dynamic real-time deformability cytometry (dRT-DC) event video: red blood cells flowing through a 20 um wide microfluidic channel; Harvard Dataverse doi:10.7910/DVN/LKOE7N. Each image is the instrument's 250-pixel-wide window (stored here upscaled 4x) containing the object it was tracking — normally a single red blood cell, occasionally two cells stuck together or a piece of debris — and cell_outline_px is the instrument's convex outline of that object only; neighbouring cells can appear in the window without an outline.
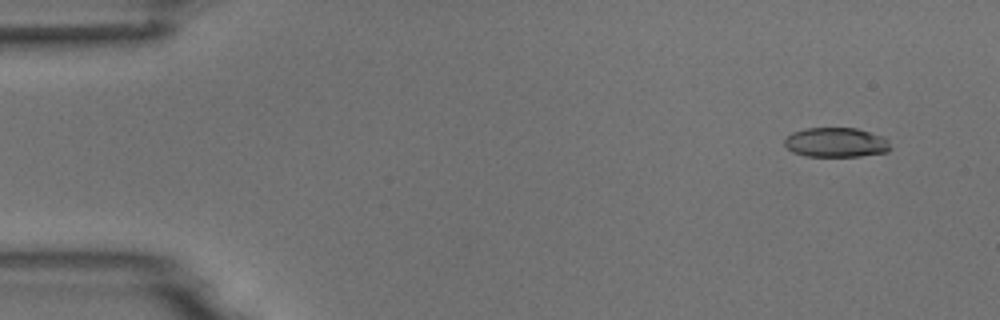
{"species": "common noctule bat (a hibernating species)", "species_latin": "Nyctalus noctula", "temperature_condition": "room temperature", "stored_images_in_passage": 5, "camera_frame_rate_fps": 3000, "um_per_image_px": 0.085, "animal": {"sex": "male", "body_mass_g": 18.8}, "frame": {"image": 1, "passage_image": 1, "time_ms": 0.0, "image_size_px": [1000, 320], "cell_outline_px": [[892, 148], [888, 152], [860, 156], [804, 156], [792, 152], [784, 144], [784, 140], [792, 132], [804, 128], [856, 128], [880, 136], [888, 140]], "centroid_in_image_um": [71.05, 12.11], "position_along_channel_um": 13.9, "area_um2": 18.26}}
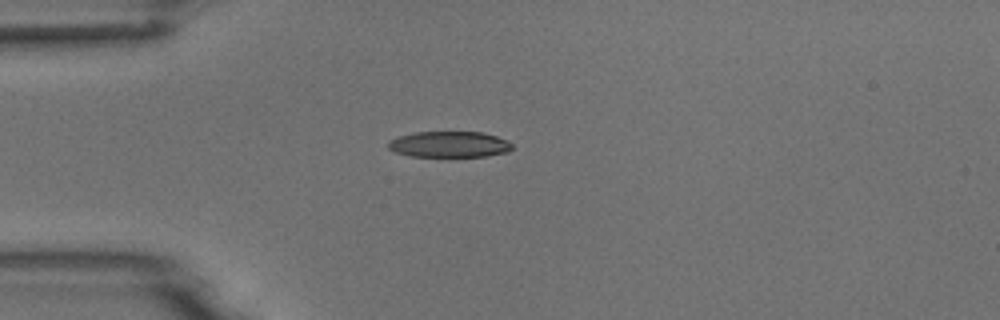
{"frame": {"image": 2, "passage_image": 4, "time_ms": 3.333, "image_size_px": [1000, 320], "cell_outline_px": [[512, 148], [508, 152], [488, 156], [412, 156], [396, 152], [388, 148], [388, 140], [396, 136], [416, 132], [484, 132], [508, 140], [512, 144]], "centroid_in_image_um": [38.2, 12.26], "position_along_channel_um": 46.8, "area_um2": 18.84}}